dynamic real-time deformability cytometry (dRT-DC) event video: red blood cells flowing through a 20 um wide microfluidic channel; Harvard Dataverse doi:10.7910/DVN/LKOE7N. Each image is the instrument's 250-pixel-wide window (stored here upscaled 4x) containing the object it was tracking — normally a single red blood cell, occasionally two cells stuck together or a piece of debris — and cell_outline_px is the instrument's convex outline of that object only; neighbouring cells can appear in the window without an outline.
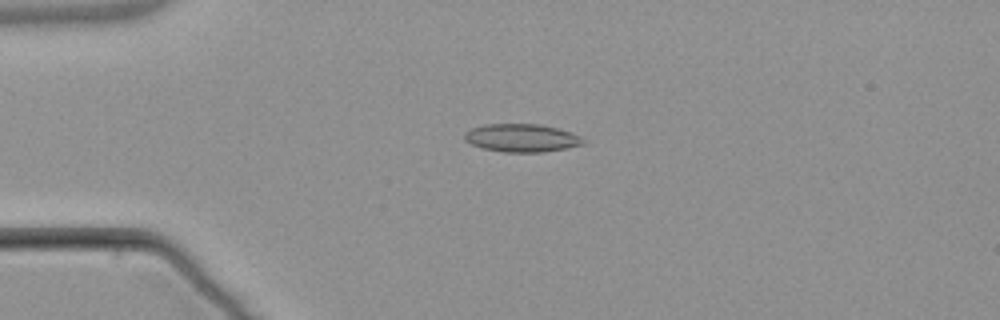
{"species": "common noctule bat (a hibernating species)", "species_latin": "Nyctalus noctula", "temperature_condition": "warm", "stored_images_in_passage": 6, "camera_frame_rate_fps": 3000, "um_per_image_px": 0.085, "animal": {"sex": "male", "body_mass_g": 21.5, "forearm_length_mm": 52.0}, "frame": {"image": 1, "passage_image": 4, "time_ms": 3.333, "image_size_px": [1000, 320], "cell_outline_px": [[584, 144], [568, 148], [544, 152], [504, 152], [484, 148], [472, 144], [464, 140], [464, 132], [472, 128], [484, 124], [540, 124], [572, 132], [580, 136], [584, 140]], "centroid_in_image_um": [44.35, 11.72], "position_along_channel_um": 40.6, "area_um2": 19.42}}
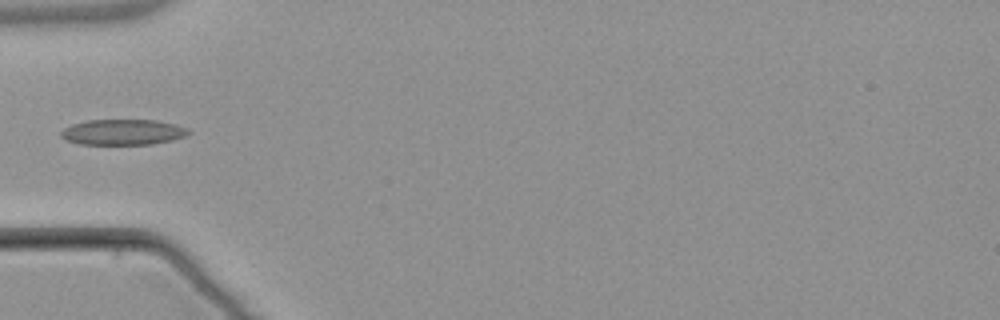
{"frame": {"image": 2, "passage_image": 5, "time_ms": 5.0, "image_size_px": [1000, 320], "cell_outline_px": [[192, 132], [184, 136], [172, 140], [152, 144], [80, 144], [64, 140], [60, 136], [60, 132], [64, 128], [72, 124], [88, 120], [156, 120], [176, 124], [188, 128]], "centroid_in_image_um": [10.44, 11.23], "position_along_channel_um": 74.6, "area_um2": 19.13}}
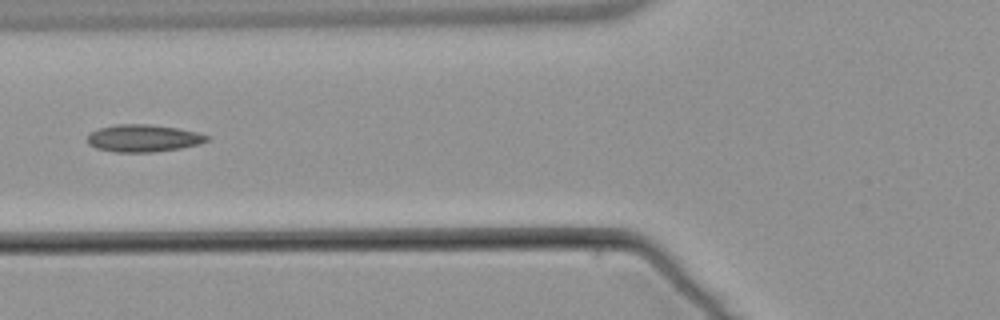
{"frame": {"image": 3, "passage_image": 6, "time_ms": 6.0, "image_size_px": [1000, 320], "cell_outline_px": [[208, 140], [200, 144], [180, 148], [152, 152], [116, 152], [96, 148], [88, 144], [88, 132], [100, 128], [116, 124], [148, 124], [176, 128], [196, 132], [208, 136]], "centroid_in_image_um": [12.15, 11.75], "position_along_channel_um": 113.7, "area_um2": 18.9}}